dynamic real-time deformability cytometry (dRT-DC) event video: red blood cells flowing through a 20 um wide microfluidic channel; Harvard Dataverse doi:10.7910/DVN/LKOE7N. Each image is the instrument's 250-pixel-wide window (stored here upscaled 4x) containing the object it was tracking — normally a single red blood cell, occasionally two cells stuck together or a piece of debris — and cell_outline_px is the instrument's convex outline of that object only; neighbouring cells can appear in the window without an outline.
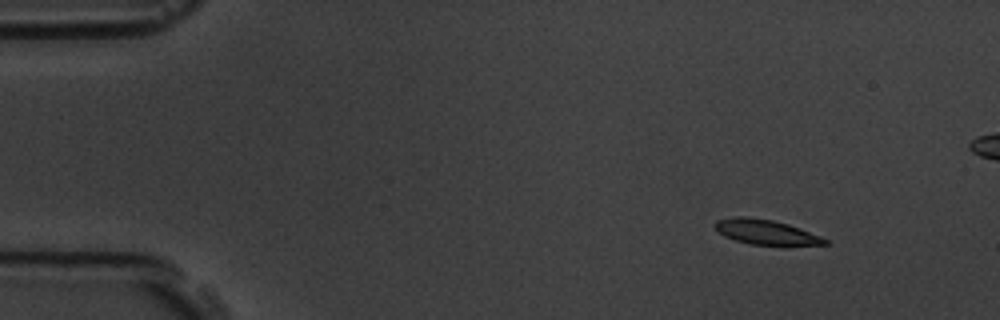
{"species": "common noctule bat (a hibernating species)", "species_latin": "Nyctalus noctula", "temperature_condition": "room temperature", "stored_images_in_passage": 5, "camera_frame_rate_fps": 3000, "um_per_image_px": 0.085, "animal": {"sex": "male", "body_mass_g": 19.5, "forearm_length_mm": 54.6}, "frame": {"image": 1, "passage_image": 1, "time_ms": 0.0, "image_size_px": [1000, 320], "cell_outline_px": [[828, 244], [752, 244], [736, 240], [724, 236], [712, 224], [716, 220], [732, 216], [748, 216], [772, 220], [788, 224], [800, 228], [820, 236], [828, 240]], "centroid_in_image_um": [65.03, 19.69], "position_along_channel_um": 20.0, "area_um2": 15.61}}